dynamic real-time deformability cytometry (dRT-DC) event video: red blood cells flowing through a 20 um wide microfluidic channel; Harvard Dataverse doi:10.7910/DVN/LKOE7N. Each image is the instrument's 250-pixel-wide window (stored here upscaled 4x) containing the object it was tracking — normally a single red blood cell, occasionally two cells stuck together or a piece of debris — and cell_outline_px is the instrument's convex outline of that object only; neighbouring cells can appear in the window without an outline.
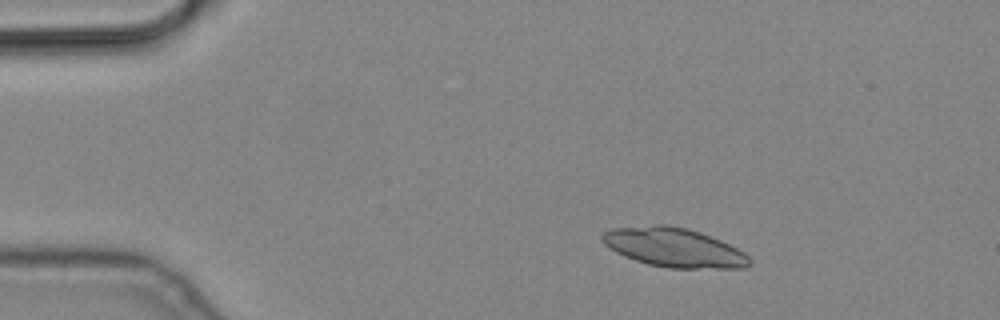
{"species": "common noctule bat (a hibernating species)", "species_latin": "Nyctalus noctula", "temperature_condition": "cold", "stored_images_in_passage": 9, "segment_of_instrument_passage": [1, 2], "camera_frame_rate_fps": 3000, "um_per_image_px": 0.085, "animal": {"sex": "male", "body_mass_g": 19.2, "forearm_length_mm": 51.8}, "frame": {"image": 1, "passage_image": 1, "time_ms": 0.0, "image_size_px": [1000, 320], "cell_outline_px": [[752, 264], [744, 268], [668, 268], [648, 264], [624, 256], [608, 248], [600, 240], [600, 236], [604, 232], [612, 228], [656, 224], [668, 224], [688, 228], [700, 232], [720, 240], [744, 252], [752, 260]], "centroid_in_image_um": [57.26, 21.03], "position_along_channel_um": 27.7, "area_um2": 33.81}}